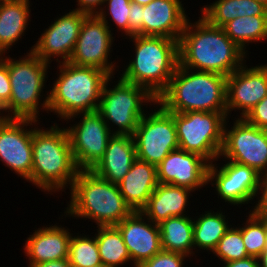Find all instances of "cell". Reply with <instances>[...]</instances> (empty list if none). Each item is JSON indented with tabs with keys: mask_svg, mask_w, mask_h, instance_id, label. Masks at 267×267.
I'll return each mask as SVG.
<instances>
[{
	"mask_svg": "<svg viewBox=\"0 0 267 267\" xmlns=\"http://www.w3.org/2000/svg\"><path fill=\"white\" fill-rule=\"evenodd\" d=\"M189 21L178 41L180 66L228 77L245 64L246 53L222 27L211 25L202 16L194 23Z\"/></svg>",
	"mask_w": 267,
	"mask_h": 267,
	"instance_id": "6da1fadb",
	"label": "cell"
},
{
	"mask_svg": "<svg viewBox=\"0 0 267 267\" xmlns=\"http://www.w3.org/2000/svg\"><path fill=\"white\" fill-rule=\"evenodd\" d=\"M53 125L50 129L38 126L33 129V162L28 180L50 193L63 192L68 186L70 189L79 171L66 128H59L56 123Z\"/></svg>",
	"mask_w": 267,
	"mask_h": 267,
	"instance_id": "7a4b0ae2",
	"label": "cell"
},
{
	"mask_svg": "<svg viewBox=\"0 0 267 267\" xmlns=\"http://www.w3.org/2000/svg\"><path fill=\"white\" fill-rule=\"evenodd\" d=\"M227 77L178 64L167 88L157 97L168 112H227Z\"/></svg>",
	"mask_w": 267,
	"mask_h": 267,
	"instance_id": "3957f363",
	"label": "cell"
},
{
	"mask_svg": "<svg viewBox=\"0 0 267 267\" xmlns=\"http://www.w3.org/2000/svg\"><path fill=\"white\" fill-rule=\"evenodd\" d=\"M69 190L71 198L64 211L66 217L91 219L97 227L115 226L132 212L118 185L91 170H79Z\"/></svg>",
	"mask_w": 267,
	"mask_h": 267,
	"instance_id": "277c9868",
	"label": "cell"
},
{
	"mask_svg": "<svg viewBox=\"0 0 267 267\" xmlns=\"http://www.w3.org/2000/svg\"><path fill=\"white\" fill-rule=\"evenodd\" d=\"M59 75L49 92L48 109L61 119L98 110L102 89L110 75L96 67L59 63Z\"/></svg>",
	"mask_w": 267,
	"mask_h": 267,
	"instance_id": "5b68a950",
	"label": "cell"
},
{
	"mask_svg": "<svg viewBox=\"0 0 267 267\" xmlns=\"http://www.w3.org/2000/svg\"><path fill=\"white\" fill-rule=\"evenodd\" d=\"M135 56L120 75L146 88L156 99L167 88L179 64L178 40L154 36H130Z\"/></svg>",
	"mask_w": 267,
	"mask_h": 267,
	"instance_id": "8992f818",
	"label": "cell"
},
{
	"mask_svg": "<svg viewBox=\"0 0 267 267\" xmlns=\"http://www.w3.org/2000/svg\"><path fill=\"white\" fill-rule=\"evenodd\" d=\"M0 59L8 66L11 84V96L4 106L6 118L33 119L38 121L40 106L49 111V91L41 103L45 81L48 78L49 63L37 57L31 50L18 60L0 55ZM42 96V97H41ZM41 104V105H40ZM10 112V113H9Z\"/></svg>",
	"mask_w": 267,
	"mask_h": 267,
	"instance_id": "52a82bcc",
	"label": "cell"
},
{
	"mask_svg": "<svg viewBox=\"0 0 267 267\" xmlns=\"http://www.w3.org/2000/svg\"><path fill=\"white\" fill-rule=\"evenodd\" d=\"M111 78H114V75L105 82L97 112L113 134L133 136L140 119L145 115L143 106L148 105L143 102L157 105V99L146 88L125 81L121 77L118 83L112 86L114 88H108ZM111 122V127H118L116 131L111 130Z\"/></svg>",
	"mask_w": 267,
	"mask_h": 267,
	"instance_id": "ba28073f",
	"label": "cell"
},
{
	"mask_svg": "<svg viewBox=\"0 0 267 267\" xmlns=\"http://www.w3.org/2000/svg\"><path fill=\"white\" fill-rule=\"evenodd\" d=\"M226 119L227 112L174 113L179 149L198 154L210 164L218 161Z\"/></svg>",
	"mask_w": 267,
	"mask_h": 267,
	"instance_id": "9c48e42d",
	"label": "cell"
},
{
	"mask_svg": "<svg viewBox=\"0 0 267 267\" xmlns=\"http://www.w3.org/2000/svg\"><path fill=\"white\" fill-rule=\"evenodd\" d=\"M156 107L158 110L140 119L133 135L136 158L155 166L170 152L179 149L174 112H168L160 104Z\"/></svg>",
	"mask_w": 267,
	"mask_h": 267,
	"instance_id": "30bf717a",
	"label": "cell"
},
{
	"mask_svg": "<svg viewBox=\"0 0 267 267\" xmlns=\"http://www.w3.org/2000/svg\"><path fill=\"white\" fill-rule=\"evenodd\" d=\"M231 129L225 121L220 157L253 168L257 173L267 172V130L249 124L244 118H235Z\"/></svg>",
	"mask_w": 267,
	"mask_h": 267,
	"instance_id": "8fae6325",
	"label": "cell"
},
{
	"mask_svg": "<svg viewBox=\"0 0 267 267\" xmlns=\"http://www.w3.org/2000/svg\"><path fill=\"white\" fill-rule=\"evenodd\" d=\"M82 119L67 127L75 164L79 170H91L105 154L109 139L113 136L109 127L97 112L79 113L73 117Z\"/></svg>",
	"mask_w": 267,
	"mask_h": 267,
	"instance_id": "7c38bea8",
	"label": "cell"
},
{
	"mask_svg": "<svg viewBox=\"0 0 267 267\" xmlns=\"http://www.w3.org/2000/svg\"><path fill=\"white\" fill-rule=\"evenodd\" d=\"M110 29V25L107 26L96 14L88 15L82 23L69 63L96 67L113 76L116 66L108 59L114 41Z\"/></svg>",
	"mask_w": 267,
	"mask_h": 267,
	"instance_id": "4fadbf2b",
	"label": "cell"
},
{
	"mask_svg": "<svg viewBox=\"0 0 267 267\" xmlns=\"http://www.w3.org/2000/svg\"><path fill=\"white\" fill-rule=\"evenodd\" d=\"M36 124L33 119L0 118V161L27 182L33 162L32 126Z\"/></svg>",
	"mask_w": 267,
	"mask_h": 267,
	"instance_id": "5bb4252c",
	"label": "cell"
},
{
	"mask_svg": "<svg viewBox=\"0 0 267 267\" xmlns=\"http://www.w3.org/2000/svg\"><path fill=\"white\" fill-rule=\"evenodd\" d=\"M259 176L253 168L227 160L221 167L211 163L208 169V183L215 185L218 198L234 206L248 204L256 198Z\"/></svg>",
	"mask_w": 267,
	"mask_h": 267,
	"instance_id": "9a60e30c",
	"label": "cell"
},
{
	"mask_svg": "<svg viewBox=\"0 0 267 267\" xmlns=\"http://www.w3.org/2000/svg\"><path fill=\"white\" fill-rule=\"evenodd\" d=\"M89 14L71 10L46 28L38 38L31 51L41 60L51 63V58H57L58 63L69 62L84 19ZM61 58L62 61L59 59Z\"/></svg>",
	"mask_w": 267,
	"mask_h": 267,
	"instance_id": "2e32d148",
	"label": "cell"
},
{
	"mask_svg": "<svg viewBox=\"0 0 267 267\" xmlns=\"http://www.w3.org/2000/svg\"><path fill=\"white\" fill-rule=\"evenodd\" d=\"M267 96V64L247 67L242 65L227 77L226 108L230 112L240 110L244 118Z\"/></svg>",
	"mask_w": 267,
	"mask_h": 267,
	"instance_id": "e0dca14e",
	"label": "cell"
},
{
	"mask_svg": "<svg viewBox=\"0 0 267 267\" xmlns=\"http://www.w3.org/2000/svg\"><path fill=\"white\" fill-rule=\"evenodd\" d=\"M210 163L198 154L181 149L170 152L157 165L158 183L185 187L195 192L208 183Z\"/></svg>",
	"mask_w": 267,
	"mask_h": 267,
	"instance_id": "ac0fdd59",
	"label": "cell"
},
{
	"mask_svg": "<svg viewBox=\"0 0 267 267\" xmlns=\"http://www.w3.org/2000/svg\"><path fill=\"white\" fill-rule=\"evenodd\" d=\"M115 227L122 235L134 267L162 250L159 225L146 218L141 211H132Z\"/></svg>",
	"mask_w": 267,
	"mask_h": 267,
	"instance_id": "d6986e66",
	"label": "cell"
},
{
	"mask_svg": "<svg viewBox=\"0 0 267 267\" xmlns=\"http://www.w3.org/2000/svg\"><path fill=\"white\" fill-rule=\"evenodd\" d=\"M188 16L180 0H153L143 6V36L179 41Z\"/></svg>",
	"mask_w": 267,
	"mask_h": 267,
	"instance_id": "ffe728a7",
	"label": "cell"
},
{
	"mask_svg": "<svg viewBox=\"0 0 267 267\" xmlns=\"http://www.w3.org/2000/svg\"><path fill=\"white\" fill-rule=\"evenodd\" d=\"M29 235L24 245V253L29 259L28 267L44 262L68 259L72 233L61 225L40 227Z\"/></svg>",
	"mask_w": 267,
	"mask_h": 267,
	"instance_id": "44dd1931",
	"label": "cell"
},
{
	"mask_svg": "<svg viewBox=\"0 0 267 267\" xmlns=\"http://www.w3.org/2000/svg\"><path fill=\"white\" fill-rule=\"evenodd\" d=\"M136 159V145L133 136L113 134L105 154L91 169L100 178L118 184Z\"/></svg>",
	"mask_w": 267,
	"mask_h": 267,
	"instance_id": "7402d4cb",
	"label": "cell"
},
{
	"mask_svg": "<svg viewBox=\"0 0 267 267\" xmlns=\"http://www.w3.org/2000/svg\"><path fill=\"white\" fill-rule=\"evenodd\" d=\"M158 184L157 166L136 158L117 185L131 210L141 211Z\"/></svg>",
	"mask_w": 267,
	"mask_h": 267,
	"instance_id": "603a6c76",
	"label": "cell"
},
{
	"mask_svg": "<svg viewBox=\"0 0 267 267\" xmlns=\"http://www.w3.org/2000/svg\"><path fill=\"white\" fill-rule=\"evenodd\" d=\"M191 192L193 190L185 187L159 183L141 212L155 224L170 217L186 216Z\"/></svg>",
	"mask_w": 267,
	"mask_h": 267,
	"instance_id": "cb8c5ba5",
	"label": "cell"
},
{
	"mask_svg": "<svg viewBox=\"0 0 267 267\" xmlns=\"http://www.w3.org/2000/svg\"><path fill=\"white\" fill-rule=\"evenodd\" d=\"M30 1H0V55L24 36L30 18Z\"/></svg>",
	"mask_w": 267,
	"mask_h": 267,
	"instance_id": "d4e9b609",
	"label": "cell"
},
{
	"mask_svg": "<svg viewBox=\"0 0 267 267\" xmlns=\"http://www.w3.org/2000/svg\"><path fill=\"white\" fill-rule=\"evenodd\" d=\"M200 11L203 18L218 27L237 17L267 15V7L256 0H216Z\"/></svg>",
	"mask_w": 267,
	"mask_h": 267,
	"instance_id": "484cf974",
	"label": "cell"
},
{
	"mask_svg": "<svg viewBox=\"0 0 267 267\" xmlns=\"http://www.w3.org/2000/svg\"><path fill=\"white\" fill-rule=\"evenodd\" d=\"M193 220L187 215L174 216L158 224L162 250L193 256Z\"/></svg>",
	"mask_w": 267,
	"mask_h": 267,
	"instance_id": "4316f807",
	"label": "cell"
},
{
	"mask_svg": "<svg viewBox=\"0 0 267 267\" xmlns=\"http://www.w3.org/2000/svg\"><path fill=\"white\" fill-rule=\"evenodd\" d=\"M220 212L205 211L199 218L193 220V243L202 250L213 252L219 240L224 236L227 230L232 226L228 225L227 216Z\"/></svg>",
	"mask_w": 267,
	"mask_h": 267,
	"instance_id": "83f0119b",
	"label": "cell"
},
{
	"mask_svg": "<svg viewBox=\"0 0 267 267\" xmlns=\"http://www.w3.org/2000/svg\"><path fill=\"white\" fill-rule=\"evenodd\" d=\"M226 35L246 54L249 43L267 39V15L242 16L222 27Z\"/></svg>",
	"mask_w": 267,
	"mask_h": 267,
	"instance_id": "f1b7e54d",
	"label": "cell"
},
{
	"mask_svg": "<svg viewBox=\"0 0 267 267\" xmlns=\"http://www.w3.org/2000/svg\"><path fill=\"white\" fill-rule=\"evenodd\" d=\"M95 237L103 265L120 267V265L131 262L127 246L115 226H98Z\"/></svg>",
	"mask_w": 267,
	"mask_h": 267,
	"instance_id": "f546056e",
	"label": "cell"
},
{
	"mask_svg": "<svg viewBox=\"0 0 267 267\" xmlns=\"http://www.w3.org/2000/svg\"><path fill=\"white\" fill-rule=\"evenodd\" d=\"M71 236L68 261L71 267H92L102 264L96 237Z\"/></svg>",
	"mask_w": 267,
	"mask_h": 267,
	"instance_id": "4dcf8cb0",
	"label": "cell"
},
{
	"mask_svg": "<svg viewBox=\"0 0 267 267\" xmlns=\"http://www.w3.org/2000/svg\"><path fill=\"white\" fill-rule=\"evenodd\" d=\"M249 213L240 231L248 256L258 258L267 249V228L257 214Z\"/></svg>",
	"mask_w": 267,
	"mask_h": 267,
	"instance_id": "1f68e13d",
	"label": "cell"
},
{
	"mask_svg": "<svg viewBox=\"0 0 267 267\" xmlns=\"http://www.w3.org/2000/svg\"><path fill=\"white\" fill-rule=\"evenodd\" d=\"M213 254L225 263L249 257L242 239L240 226L235 228L233 226L227 230L213 250Z\"/></svg>",
	"mask_w": 267,
	"mask_h": 267,
	"instance_id": "d6a6232c",
	"label": "cell"
},
{
	"mask_svg": "<svg viewBox=\"0 0 267 267\" xmlns=\"http://www.w3.org/2000/svg\"><path fill=\"white\" fill-rule=\"evenodd\" d=\"M105 4L108 6L106 7ZM131 0H104L103 7L96 15L103 20L106 25H109L107 15L115 23L117 30L119 28L125 36L129 37V11H130ZM107 8L108 12L105 11ZM108 14H107V13ZM107 14V15H106Z\"/></svg>",
	"mask_w": 267,
	"mask_h": 267,
	"instance_id": "836d02e7",
	"label": "cell"
},
{
	"mask_svg": "<svg viewBox=\"0 0 267 267\" xmlns=\"http://www.w3.org/2000/svg\"><path fill=\"white\" fill-rule=\"evenodd\" d=\"M185 258L188 256L182 253L161 250L138 267H183Z\"/></svg>",
	"mask_w": 267,
	"mask_h": 267,
	"instance_id": "e575fe53",
	"label": "cell"
},
{
	"mask_svg": "<svg viewBox=\"0 0 267 267\" xmlns=\"http://www.w3.org/2000/svg\"><path fill=\"white\" fill-rule=\"evenodd\" d=\"M244 119L251 125L267 130V96H265Z\"/></svg>",
	"mask_w": 267,
	"mask_h": 267,
	"instance_id": "d590c367",
	"label": "cell"
},
{
	"mask_svg": "<svg viewBox=\"0 0 267 267\" xmlns=\"http://www.w3.org/2000/svg\"><path fill=\"white\" fill-rule=\"evenodd\" d=\"M143 6L131 1L129 11V37L134 35L143 36Z\"/></svg>",
	"mask_w": 267,
	"mask_h": 267,
	"instance_id": "8d00e7d4",
	"label": "cell"
},
{
	"mask_svg": "<svg viewBox=\"0 0 267 267\" xmlns=\"http://www.w3.org/2000/svg\"><path fill=\"white\" fill-rule=\"evenodd\" d=\"M11 96V84L8 66L0 59V103L5 106Z\"/></svg>",
	"mask_w": 267,
	"mask_h": 267,
	"instance_id": "74e56055",
	"label": "cell"
},
{
	"mask_svg": "<svg viewBox=\"0 0 267 267\" xmlns=\"http://www.w3.org/2000/svg\"><path fill=\"white\" fill-rule=\"evenodd\" d=\"M262 194V195H261ZM256 196L258 197V201H256V204L251 209L252 212H267V172L260 174L259 176V190ZM258 202V203H257Z\"/></svg>",
	"mask_w": 267,
	"mask_h": 267,
	"instance_id": "f35d334b",
	"label": "cell"
},
{
	"mask_svg": "<svg viewBox=\"0 0 267 267\" xmlns=\"http://www.w3.org/2000/svg\"><path fill=\"white\" fill-rule=\"evenodd\" d=\"M76 2H78V4H76L78 7L73 10L81 11L92 15L100 11V9L102 8L100 6L103 5L104 0H77Z\"/></svg>",
	"mask_w": 267,
	"mask_h": 267,
	"instance_id": "ab89813d",
	"label": "cell"
},
{
	"mask_svg": "<svg viewBox=\"0 0 267 267\" xmlns=\"http://www.w3.org/2000/svg\"><path fill=\"white\" fill-rule=\"evenodd\" d=\"M223 267H259L258 258L247 257L245 259L229 261Z\"/></svg>",
	"mask_w": 267,
	"mask_h": 267,
	"instance_id": "60d3db41",
	"label": "cell"
},
{
	"mask_svg": "<svg viewBox=\"0 0 267 267\" xmlns=\"http://www.w3.org/2000/svg\"><path fill=\"white\" fill-rule=\"evenodd\" d=\"M30 267H71V265L68 259H60V260H54L50 262L35 264Z\"/></svg>",
	"mask_w": 267,
	"mask_h": 267,
	"instance_id": "b9f144b4",
	"label": "cell"
},
{
	"mask_svg": "<svg viewBox=\"0 0 267 267\" xmlns=\"http://www.w3.org/2000/svg\"><path fill=\"white\" fill-rule=\"evenodd\" d=\"M259 267H267V249L258 257Z\"/></svg>",
	"mask_w": 267,
	"mask_h": 267,
	"instance_id": "7bdbcfd3",
	"label": "cell"
},
{
	"mask_svg": "<svg viewBox=\"0 0 267 267\" xmlns=\"http://www.w3.org/2000/svg\"><path fill=\"white\" fill-rule=\"evenodd\" d=\"M253 213L257 214L262 219L267 228V212H253Z\"/></svg>",
	"mask_w": 267,
	"mask_h": 267,
	"instance_id": "ee69618b",
	"label": "cell"
},
{
	"mask_svg": "<svg viewBox=\"0 0 267 267\" xmlns=\"http://www.w3.org/2000/svg\"><path fill=\"white\" fill-rule=\"evenodd\" d=\"M131 1L134 2V3H138V4L142 5V6H145V5L149 4L153 0H131Z\"/></svg>",
	"mask_w": 267,
	"mask_h": 267,
	"instance_id": "f6af8a7d",
	"label": "cell"
},
{
	"mask_svg": "<svg viewBox=\"0 0 267 267\" xmlns=\"http://www.w3.org/2000/svg\"><path fill=\"white\" fill-rule=\"evenodd\" d=\"M3 112H4V106L0 103V118H6V115Z\"/></svg>",
	"mask_w": 267,
	"mask_h": 267,
	"instance_id": "bcb514c9",
	"label": "cell"
},
{
	"mask_svg": "<svg viewBox=\"0 0 267 267\" xmlns=\"http://www.w3.org/2000/svg\"><path fill=\"white\" fill-rule=\"evenodd\" d=\"M258 1L259 3H262L264 6L267 7V0H256Z\"/></svg>",
	"mask_w": 267,
	"mask_h": 267,
	"instance_id": "7dc6e473",
	"label": "cell"
},
{
	"mask_svg": "<svg viewBox=\"0 0 267 267\" xmlns=\"http://www.w3.org/2000/svg\"><path fill=\"white\" fill-rule=\"evenodd\" d=\"M92 267H106V266L103 264H100V265H96V266H92Z\"/></svg>",
	"mask_w": 267,
	"mask_h": 267,
	"instance_id": "c3c4849f",
	"label": "cell"
},
{
	"mask_svg": "<svg viewBox=\"0 0 267 267\" xmlns=\"http://www.w3.org/2000/svg\"><path fill=\"white\" fill-rule=\"evenodd\" d=\"M0 1H16V0H0Z\"/></svg>",
	"mask_w": 267,
	"mask_h": 267,
	"instance_id": "681fc988",
	"label": "cell"
}]
</instances>
